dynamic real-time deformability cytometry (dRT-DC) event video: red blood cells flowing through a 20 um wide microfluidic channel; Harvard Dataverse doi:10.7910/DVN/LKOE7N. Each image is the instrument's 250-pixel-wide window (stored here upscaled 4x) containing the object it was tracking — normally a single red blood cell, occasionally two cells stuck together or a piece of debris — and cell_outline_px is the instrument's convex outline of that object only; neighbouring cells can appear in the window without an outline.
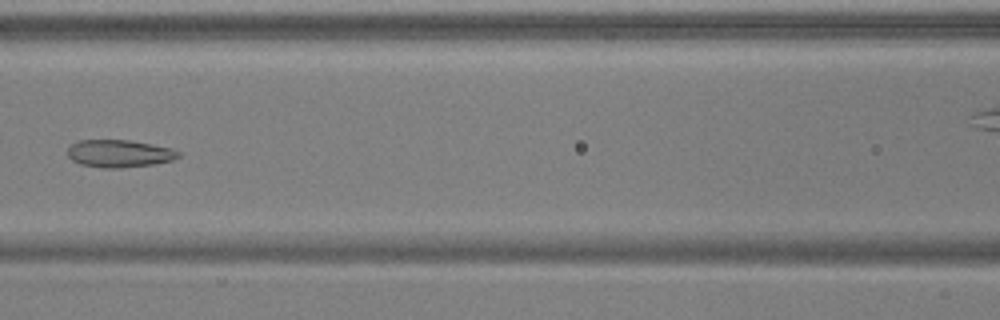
{"species": "common noctule bat (a hibernating species)", "species_latin": "Nyctalus noctula", "temperature_condition": "warm", "stored_images_in_passage": 7, "segment_of_instrument_passage": [1, 2], "camera_frame_rate_fps": 3000, "um_per_image_px": 0.085, "animal": {"sex": "male", "body_mass_g": 17.9, "forearm_length_mm": 54.2}, "frame": {"image": 1, "passage_image": 6, "time_ms": 1.667, "image_size_px": [1000, 320], "cell_outline_px": [[180, 156], [172, 160], [152, 164], [120, 168], [104, 168], [80, 164], [72, 160], [68, 156], [68, 148], [72, 144], [80, 140], [128, 140], [152, 144], [172, 148], [180, 152]], "centroid_in_image_um": [10.14, 13.05], "position_along_channel_um": 156.5, "area_um2": 17.69}}